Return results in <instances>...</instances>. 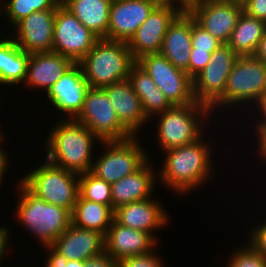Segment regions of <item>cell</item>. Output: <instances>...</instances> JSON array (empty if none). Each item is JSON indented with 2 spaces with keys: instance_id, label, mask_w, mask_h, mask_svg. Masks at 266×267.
Here are the masks:
<instances>
[{
  "instance_id": "obj_1",
  "label": "cell",
  "mask_w": 266,
  "mask_h": 267,
  "mask_svg": "<svg viewBox=\"0 0 266 267\" xmlns=\"http://www.w3.org/2000/svg\"><path fill=\"white\" fill-rule=\"evenodd\" d=\"M204 136L191 144L164 151L162 171L159 169L157 176L163 187L172 190L171 193L187 196L214 176L213 143Z\"/></svg>"
},
{
  "instance_id": "obj_2",
  "label": "cell",
  "mask_w": 266,
  "mask_h": 267,
  "mask_svg": "<svg viewBox=\"0 0 266 267\" xmlns=\"http://www.w3.org/2000/svg\"><path fill=\"white\" fill-rule=\"evenodd\" d=\"M51 127V132L48 131L49 136L44 141L46 159L78 175L91 171L95 155L94 143L101 144V140L74 119H59Z\"/></svg>"
},
{
  "instance_id": "obj_3",
  "label": "cell",
  "mask_w": 266,
  "mask_h": 267,
  "mask_svg": "<svg viewBox=\"0 0 266 267\" xmlns=\"http://www.w3.org/2000/svg\"><path fill=\"white\" fill-rule=\"evenodd\" d=\"M16 183V222L32 233L41 246L51 245L71 224L68 209L50 204L34 195L20 180Z\"/></svg>"
},
{
  "instance_id": "obj_4",
  "label": "cell",
  "mask_w": 266,
  "mask_h": 267,
  "mask_svg": "<svg viewBox=\"0 0 266 267\" xmlns=\"http://www.w3.org/2000/svg\"><path fill=\"white\" fill-rule=\"evenodd\" d=\"M210 118H214L210 108L196 101L174 105L155 115L151 119L158 120L155 121L158 146L163 152L196 142L205 134L209 127L205 123H209Z\"/></svg>"
},
{
  "instance_id": "obj_5",
  "label": "cell",
  "mask_w": 266,
  "mask_h": 267,
  "mask_svg": "<svg viewBox=\"0 0 266 267\" xmlns=\"http://www.w3.org/2000/svg\"><path fill=\"white\" fill-rule=\"evenodd\" d=\"M265 94L266 64L254 56H239L228 76L224 94L210 107V110L214 117L217 110H223L221 108L228 110V107L232 109L239 107V110L241 105L242 108L247 105L253 111L254 106L256 109L262 102Z\"/></svg>"
},
{
  "instance_id": "obj_6",
  "label": "cell",
  "mask_w": 266,
  "mask_h": 267,
  "mask_svg": "<svg viewBox=\"0 0 266 267\" xmlns=\"http://www.w3.org/2000/svg\"><path fill=\"white\" fill-rule=\"evenodd\" d=\"M78 63L89 86L103 88L128 79L136 60L127 42L99 39Z\"/></svg>"
},
{
  "instance_id": "obj_7",
  "label": "cell",
  "mask_w": 266,
  "mask_h": 267,
  "mask_svg": "<svg viewBox=\"0 0 266 267\" xmlns=\"http://www.w3.org/2000/svg\"><path fill=\"white\" fill-rule=\"evenodd\" d=\"M44 160L20 181L38 198L72 212L79 195V175Z\"/></svg>"
},
{
  "instance_id": "obj_8",
  "label": "cell",
  "mask_w": 266,
  "mask_h": 267,
  "mask_svg": "<svg viewBox=\"0 0 266 267\" xmlns=\"http://www.w3.org/2000/svg\"><path fill=\"white\" fill-rule=\"evenodd\" d=\"M138 138L133 136L122 141H102L101 148H105L99 157L94 158L90 172L112 184L137 171L150 158Z\"/></svg>"
},
{
  "instance_id": "obj_9",
  "label": "cell",
  "mask_w": 266,
  "mask_h": 267,
  "mask_svg": "<svg viewBox=\"0 0 266 267\" xmlns=\"http://www.w3.org/2000/svg\"><path fill=\"white\" fill-rule=\"evenodd\" d=\"M75 121L84 124L102 141H122L133 135L119 122L103 88L90 87Z\"/></svg>"
},
{
  "instance_id": "obj_10",
  "label": "cell",
  "mask_w": 266,
  "mask_h": 267,
  "mask_svg": "<svg viewBox=\"0 0 266 267\" xmlns=\"http://www.w3.org/2000/svg\"><path fill=\"white\" fill-rule=\"evenodd\" d=\"M136 63L150 75L173 106L188 105L195 101L192 79L187 72L175 67L160 53L146 54Z\"/></svg>"
},
{
  "instance_id": "obj_11",
  "label": "cell",
  "mask_w": 266,
  "mask_h": 267,
  "mask_svg": "<svg viewBox=\"0 0 266 267\" xmlns=\"http://www.w3.org/2000/svg\"><path fill=\"white\" fill-rule=\"evenodd\" d=\"M239 56L222 44L211 53L210 62L192 79L194 100L209 108L224 94L228 76Z\"/></svg>"
},
{
  "instance_id": "obj_12",
  "label": "cell",
  "mask_w": 266,
  "mask_h": 267,
  "mask_svg": "<svg viewBox=\"0 0 266 267\" xmlns=\"http://www.w3.org/2000/svg\"><path fill=\"white\" fill-rule=\"evenodd\" d=\"M99 38L86 28L61 3L55 14L53 30V52L78 63L94 46Z\"/></svg>"
},
{
  "instance_id": "obj_13",
  "label": "cell",
  "mask_w": 266,
  "mask_h": 267,
  "mask_svg": "<svg viewBox=\"0 0 266 267\" xmlns=\"http://www.w3.org/2000/svg\"><path fill=\"white\" fill-rule=\"evenodd\" d=\"M188 12L208 33L227 44L243 6L233 0H194Z\"/></svg>"
},
{
  "instance_id": "obj_14",
  "label": "cell",
  "mask_w": 266,
  "mask_h": 267,
  "mask_svg": "<svg viewBox=\"0 0 266 267\" xmlns=\"http://www.w3.org/2000/svg\"><path fill=\"white\" fill-rule=\"evenodd\" d=\"M90 88L84 78L83 70L79 63H74L63 76L47 91V103L53 105L59 119H75L83 107L86 93ZM62 113V114H61ZM67 117V118H66Z\"/></svg>"
},
{
  "instance_id": "obj_15",
  "label": "cell",
  "mask_w": 266,
  "mask_h": 267,
  "mask_svg": "<svg viewBox=\"0 0 266 267\" xmlns=\"http://www.w3.org/2000/svg\"><path fill=\"white\" fill-rule=\"evenodd\" d=\"M55 14L56 9L33 12L11 28V38L27 53L51 52Z\"/></svg>"
},
{
  "instance_id": "obj_16",
  "label": "cell",
  "mask_w": 266,
  "mask_h": 267,
  "mask_svg": "<svg viewBox=\"0 0 266 267\" xmlns=\"http://www.w3.org/2000/svg\"><path fill=\"white\" fill-rule=\"evenodd\" d=\"M180 13L171 6H157L151 12L127 42L135 60L146 54L160 52L169 25Z\"/></svg>"
},
{
  "instance_id": "obj_17",
  "label": "cell",
  "mask_w": 266,
  "mask_h": 267,
  "mask_svg": "<svg viewBox=\"0 0 266 267\" xmlns=\"http://www.w3.org/2000/svg\"><path fill=\"white\" fill-rule=\"evenodd\" d=\"M156 7L151 0L113 1L105 40L128 42Z\"/></svg>"
},
{
  "instance_id": "obj_18",
  "label": "cell",
  "mask_w": 266,
  "mask_h": 267,
  "mask_svg": "<svg viewBox=\"0 0 266 267\" xmlns=\"http://www.w3.org/2000/svg\"><path fill=\"white\" fill-rule=\"evenodd\" d=\"M163 203L150 198L131 202L114 211V220L123 226L149 233L157 242L156 230H164L170 223L169 214L165 211Z\"/></svg>"
},
{
  "instance_id": "obj_19",
  "label": "cell",
  "mask_w": 266,
  "mask_h": 267,
  "mask_svg": "<svg viewBox=\"0 0 266 267\" xmlns=\"http://www.w3.org/2000/svg\"><path fill=\"white\" fill-rule=\"evenodd\" d=\"M119 122L133 135L139 136L150 120L144 113L142 102L134 92L129 79L103 87ZM137 134V135H136Z\"/></svg>"
},
{
  "instance_id": "obj_20",
  "label": "cell",
  "mask_w": 266,
  "mask_h": 267,
  "mask_svg": "<svg viewBox=\"0 0 266 267\" xmlns=\"http://www.w3.org/2000/svg\"><path fill=\"white\" fill-rule=\"evenodd\" d=\"M149 158L137 171L111 184V207L115 211L131 202L153 198L157 172Z\"/></svg>"
},
{
  "instance_id": "obj_21",
  "label": "cell",
  "mask_w": 266,
  "mask_h": 267,
  "mask_svg": "<svg viewBox=\"0 0 266 267\" xmlns=\"http://www.w3.org/2000/svg\"><path fill=\"white\" fill-rule=\"evenodd\" d=\"M158 242L147 232L118 224L115 220L105 235V251L117 262L149 254Z\"/></svg>"
},
{
  "instance_id": "obj_22",
  "label": "cell",
  "mask_w": 266,
  "mask_h": 267,
  "mask_svg": "<svg viewBox=\"0 0 266 267\" xmlns=\"http://www.w3.org/2000/svg\"><path fill=\"white\" fill-rule=\"evenodd\" d=\"M73 64L71 59L57 52L32 53L22 85L47 92Z\"/></svg>"
},
{
  "instance_id": "obj_23",
  "label": "cell",
  "mask_w": 266,
  "mask_h": 267,
  "mask_svg": "<svg viewBox=\"0 0 266 267\" xmlns=\"http://www.w3.org/2000/svg\"><path fill=\"white\" fill-rule=\"evenodd\" d=\"M51 246L68 260L85 261L105 251V235L70 224Z\"/></svg>"
},
{
  "instance_id": "obj_24",
  "label": "cell",
  "mask_w": 266,
  "mask_h": 267,
  "mask_svg": "<svg viewBox=\"0 0 266 267\" xmlns=\"http://www.w3.org/2000/svg\"><path fill=\"white\" fill-rule=\"evenodd\" d=\"M191 52V15L183 12L169 25L159 53L189 76Z\"/></svg>"
},
{
  "instance_id": "obj_25",
  "label": "cell",
  "mask_w": 266,
  "mask_h": 267,
  "mask_svg": "<svg viewBox=\"0 0 266 267\" xmlns=\"http://www.w3.org/2000/svg\"><path fill=\"white\" fill-rule=\"evenodd\" d=\"M111 0H61V4L99 39L107 37Z\"/></svg>"
},
{
  "instance_id": "obj_26",
  "label": "cell",
  "mask_w": 266,
  "mask_h": 267,
  "mask_svg": "<svg viewBox=\"0 0 266 267\" xmlns=\"http://www.w3.org/2000/svg\"><path fill=\"white\" fill-rule=\"evenodd\" d=\"M29 56L30 53L20 49L11 36L0 38L1 86H22L26 78Z\"/></svg>"
},
{
  "instance_id": "obj_27",
  "label": "cell",
  "mask_w": 266,
  "mask_h": 267,
  "mask_svg": "<svg viewBox=\"0 0 266 267\" xmlns=\"http://www.w3.org/2000/svg\"><path fill=\"white\" fill-rule=\"evenodd\" d=\"M113 221L114 210L111 206L85 200L78 195L71 212V224L106 235Z\"/></svg>"
},
{
  "instance_id": "obj_28",
  "label": "cell",
  "mask_w": 266,
  "mask_h": 267,
  "mask_svg": "<svg viewBox=\"0 0 266 267\" xmlns=\"http://www.w3.org/2000/svg\"><path fill=\"white\" fill-rule=\"evenodd\" d=\"M265 29V22L242 12L227 44L238 56H253Z\"/></svg>"
},
{
  "instance_id": "obj_29",
  "label": "cell",
  "mask_w": 266,
  "mask_h": 267,
  "mask_svg": "<svg viewBox=\"0 0 266 267\" xmlns=\"http://www.w3.org/2000/svg\"><path fill=\"white\" fill-rule=\"evenodd\" d=\"M0 0V12L11 27L35 11L57 9L61 0Z\"/></svg>"
},
{
  "instance_id": "obj_30",
  "label": "cell",
  "mask_w": 266,
  "mask_h": 267,
  "mask_svg": "<svg viewBox=\"0 0 266 267\" xmlns=\"http://www.w3.org/2000/svg\"><path fill=\"white\" fill-rule=\"evenodd\" d=\"M79 195L85 200L111 206V184L90 171L79 175Z\"/></svg>"
},
{
  "instance_id": "obj_31",
  "label": "cell",
  "mask_w": 266,
  "mask_h": 267,
  "mask_svg": "<svg viewBox=\"0 0 266 267\" xmlns=\"http://www.w3.org/2000/svg\"><path fill=\"white\" fill-rule=\"evenodd\" d=\"M134 92L140 98L144 113L150 120L155 115L173 106L159 88L156 90Z\"/></svg>"
},
{
  "instance_id": "obj_32",
  "label": "cell",
  "mask_w": 266,
  "mask_h": 267,
  "mask_svg": "<svg viewBox=\"0 0 266 267\" xmlns=\"http://www.w3.org/2000/svg\"><path fill=\"white\" fill-rule=\"evenodd\" d=\"M228 259L226 267H266V258L248 242L233 251Z\"/></svg>"
},
{
  "instance_id": "obj_33",
  "label": "cell",
  "mask_w": 266,
  "mask_h": 267,
  "mask_svg": "<svg viewBox=\"0 0 266 267\" xmlns=\"http://www.w3.org/2000/svg\"><path fill=\"white\" fill-rule=\"evenodd\" d=\"M192 49L213 52L223 43L208 33L191 16Z\"/></svg>"
},
{
  "instance_id": "obj_34",
  "label": "cell",
  "mask_w": 266,
  "mask_h": 267,
  "mask_svg": "<svg viewBox=\"0 0 266 267\" xmlns=\"http://www.w3.org/2000/svg\"><path fill=\"white\" fill-rule=\"evenodd\" d=\"M157 249L142 256L125 258L118 262V267H164V259L156 253Z\"/></svg>"
},
{
  "instance_id": "obj_35",
  "label": "cell",
  "mask_w": 266,
  "mask_h": 267,
  "mask_svg": "<svg viewBox=\"0 0 266 267\" xmlns=\"http://www.w3.org/2000/svg\"><path fill=\"white\" fill-rule=\"evenodd\" d=\"M128 79L130 80L134 91H149L158 88L150 75L137 63L131 68Z\"/></svg>"
},
{
  "instance_id": "obj_36",
  "label": "cell",
  "mask_w": 266,
  "mask_h": 267,
  "mask_svg": "<svg viewBox=\"0 0 266 267\" xmlns=\"http://www.w3.org/2000/svg\"><path fill=\"white\" fill-rule=\"evenodd\" d=\"M47 255L44 267H85V261L68 260L65 256L59 254L51 245L43 246Z\"/></svg>"
},
{
  "instance_id": "obj_37",
  "label": "cell",
  "mask_w": 266,
  "mask_h": 267,
  "mask_svg": "<svg viewBox=\"0 0 266 267\" xmlns=\"http://www.w3.org/2000/svg\"><path fill=\"white\" fill-rule=\"evenodd\" d=\"M266 220V218H265ZM258 223L254 229L249 231L247 242L266 258V221ZM251 232V233H250Z\"/></svg>"
},
{
  "instance_id": "obj_38",
  "label": "cell",
  "mask_w": 266,
  "mask_h": 267,
  "mask_svg": "<svg viewBox=\"0 0 266 267\" xmlns=\"http://www.w3.org/2000/svg\"><path fill=\"white\" fill-rule=\"evenodd\" d=\"M212 52L192 49L189 61V77L193 79L210 62Z\"/></svg>"
},
{
  "instance_id": "obj_39",
  "label": "cell",
  "mask_w": 266,
  "mask_h": 267,
  "mask_svg": "<svg viewBox=\"0 0 266 267\" xmlns=\"http://www.w3.org/2000/svg\"><path fill=\"white\" fill-rule=\"evenodd\" d=\"M242 6L246 15L266 23V0H247Z\"/></svg>"
},
{
  "instance_id": "obj_40",
  "label": "cell",
  "mask_w": 266,
  "mask_h": 267,
  "mask_svg": "<svg viewBox=\"0 0 266 267\" xmlns=\"http://www.w3.org/2000/svg\"><path fill=\"white\" fill-rule=\"evenodd\" d=\"M256 125V126H255ZM253 126L254 129V132L253 135H256L257 137L255 138L257 140L255 146L257 150V153H258V157L259 158H262V162H265L266 163V124H255Z\"/></svg>"
},
{
  "instance_id": "obj_41",
  "label": "cell",
  "mask_w": 266,
  "mask_h": 267,
  "mask_svg": "<svg viewBox=\"0 0 266 267\" xmlns=\"http://www.w3.org/2000/svg\"><path fill=\"white\" fill-rule=\"evenodd\" d=\"M85 267H118V262L106 251L85 260Z\"/></svg>"
},
{
  "instance_id": "obj_42",
  "label": "cell",
  "mask_w": 266,
  "mask_h": 267,
  "mask_svg": "<svg viewBox=\"0 0 266 267\" xmlns=\"http://www.w3.org/2000/svg\"><path fill=\"white\" fill-rule=\"evenodd\" d=\"M9 230L11 231L9 227H6L4 225L0 226V265L2 264V260H5L3 258L4 256H6L5 254L7 253V247L9 246V244H11V233L9 232Z\"/></svg>"
},
{
  "instance_id": "obj_43",
  "label": "cell",
  "mask_w": 266,
  "mask_h": 267,
  "mask_svg": "<svg viewBox=\"0 0 266 267\" xmlns=\"http://www.w3.org/2000/svg\"><path fill=\"white\" fill-rule=\"evenodd\" d=\"M157 6H171L178 9L181 13L188 12L191 2L189 0H151Z\"/></svg>"
},
{
  "instance_id": "obj_44",
  "label": "cell",
  "mask_w": 266,
  "mask_h": 267,
  "mask_svg": "<svg viewBox=\"0 0 266 267\" xmlns=\"http://www.w3.org/2000/svg\"><path fill=\"white\" fill-rule=\"evenodd\" d=\"M9 159L10 158H9V155H8V151H5L3 149V147L0 146V184H2L1 182L5 177L4 174L7 171V169L9 168V167H7L8 164L10 163L9 161H11Z\"/></svg>"
},
{
  "instance_id": "obj_45",
  "label": "cell",
  "mask_w": 266,
  "mask_h": 267,
  "mask_svg": "<svg viewBox=\"0 0 266 267\" xmlns=\"http://www.w3.org/2000/svg\"><path fill=\"white\" fill-rule=\"evenodd\" d=\"M253 56L266 64V29Z\"/></svg>"
},
{
  "instance_id": "obj_46",
  "label": "cell",
  "mask_w": 266,
  "mask_h": 267,
  "mask_svg": "<svg viewBox=\"0 0 266 267\" xmlns=\"http://www.w3.org/2000/svg\"><path fill=\"white\" fill-rule=\"evenodd\" d=\"M254 113H256V115L257 114H259V115H257L258 117H256V119L257 118L258 119L257 120L254 119L252 122L256 121L254 123H257V124H266V94H265L262 102L259 104V106L256 109H254V112L252 114H254ZM259 116H261V117H259Z\"/></svg>"
},
{
  "instance_id": "obj_47",
  "label": "cell",
  "mask_w": 266,
  "mask_h": 267,
  "mask_svg": "<svg viewBox=\"0 0 266 267\" xmlns=\"http://www.w3.org/2000/svg\"><path fill=\"white\" fill-rule=\"evenodd\" d=\"M3 134H4V132L2 133V131L0 130V143H1L2 140L4 139ZM0 146H2V144H0Z\"/></svg>"
},
{
  "instance_id": "obj_48",
  "label": "cell",
  "mask_w": 266,
  "mask_h": 267,
  "mask_svg": "<svg viewBox=\"0 0 266 267\" xmlns=\"http://www.w3.org/2000/svg\"><path fill=\"white\" fill-rule=\"evenodd\" d=\"M233 1H235V2H237V3H239V4H243L244 2H246L247 0H233Z\"/></svg>"
}]
</instances>
